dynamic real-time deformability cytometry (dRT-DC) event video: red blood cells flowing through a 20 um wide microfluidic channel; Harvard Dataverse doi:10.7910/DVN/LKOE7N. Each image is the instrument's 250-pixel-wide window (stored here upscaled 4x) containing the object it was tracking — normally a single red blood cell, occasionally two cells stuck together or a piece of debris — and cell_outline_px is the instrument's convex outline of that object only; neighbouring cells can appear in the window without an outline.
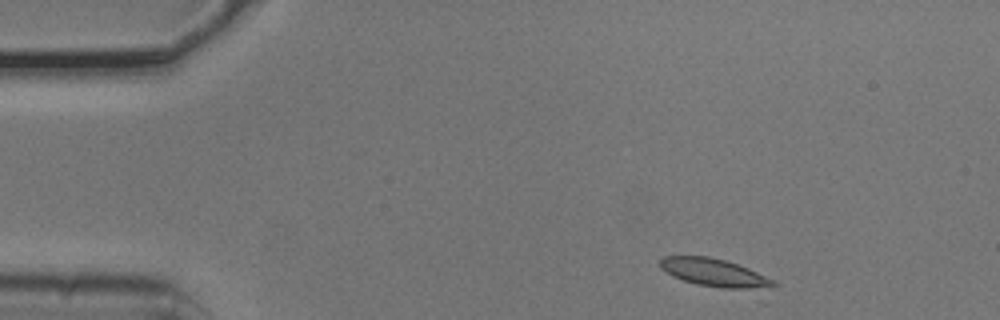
{"species": "common noctule bat (a hibernating species)", "species_latin": "Nyctalus noctula", "temperature_condition": "cold", "stored_images_in_passage": 3, "camera_frame_rate_fps": 3000, "um_per_image_px": 0.085, "animal": {"sex": "male", "body_mass_g": 20.5, "forearm_length_mm": 52.5}, "frame": {"image": 1, "passage_image": 1, "time_ms": 0.0, "image_size_px": [1000, 320], "cell_outline_px": [[780, 284], [748, 288], [720, 288], [696, 284], [672, 276], [660, 268], [660, 260], [664, 256], [708, 256], [724, 260], [748, 268], [776, 280]], "centroid_in_image_um": [60.67, 23.16], "position_along_channel_um": 24.3, "area_um2": 18.09}}